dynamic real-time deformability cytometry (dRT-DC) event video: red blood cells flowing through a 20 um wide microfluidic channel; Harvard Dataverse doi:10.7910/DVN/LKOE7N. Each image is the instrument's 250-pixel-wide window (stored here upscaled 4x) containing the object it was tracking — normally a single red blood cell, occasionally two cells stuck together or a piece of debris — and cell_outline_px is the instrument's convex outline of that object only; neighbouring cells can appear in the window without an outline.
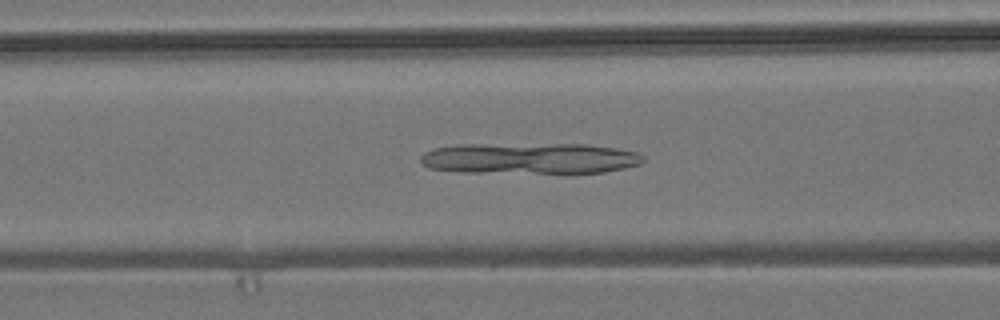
{"species": "common noctule bat (a hibernating species)", "species_latin": "Nyctalus noctula", "temperature_condition": "room temperature", "stored_images_in_passage": 56, "camera_frame_rate_fps": 3000, "um_per_image_px": 0.085, "animal": {"sex": "male", "body_mass_g": 19.2, "forearm_length_mm": 51.8}, "frame": {"image": 1, "passage_image": 22, "time_ms": 7.0, "image_size_px": [1000, 320], "cell_outline_px": [[644, 160], [640, 164], [624, 168], [604, 172], [464, 172], [428, 168], [420, 160], [420, 156], [424, 152], [432, 148], [460, 144], [588, 144], [616, 148], [636, 152], [644, 156]], "centroid_in_image_um": [45.01, 13.44], "position_along_channel_um": 121.6, "area_um2": 40.17}}
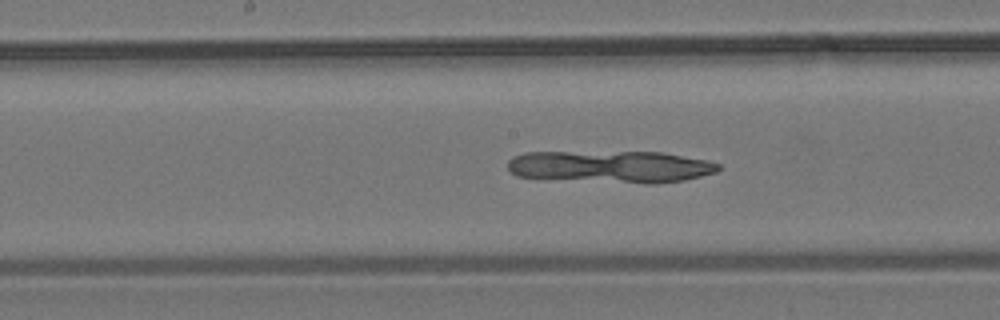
{"frame": {"image": 2, "passage_image": 28, "time_ms": 9.0, "image_size_px": [1000, 320], "cell_outline_px": [[720, 168], [716, 172], [684, 180], [656, 184], [644, 184], [516, 176], [508, 168], [508, 160], [512, 156], [524, 152], [664, 152], [708, 160], [720, 164]], "centroid_in_image_um": [51.96, 14.16], "position_along_channel_um": 196.2, "area_um2": 39.48}}
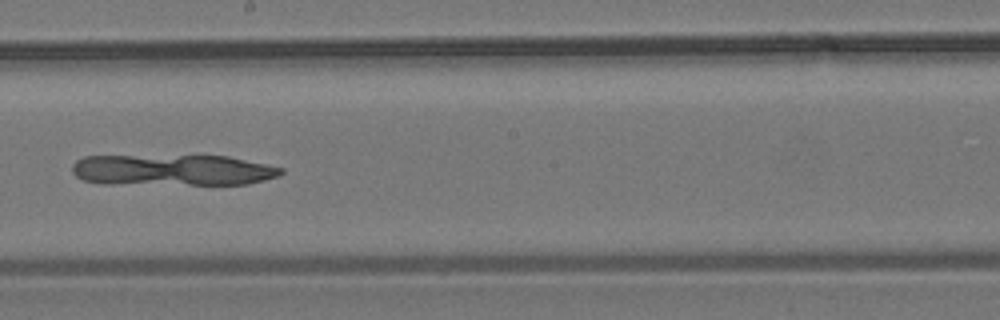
{"frame": {"image": 3, "passage_image": 31, "time_ms": 10.0, "image_size_px": [1000, 320], "cell_outline_px": [[284, 172], [280, 176], [248, 184], [104, 184], [84, 180], [76, 176], [72, 172], [72, 164], [76, 160], [84, 156], [228, 156], [284, 168]], "centroid_in_image_um": [14.67, 14.46], "position_along_channel_um": 233.5, "area_um2": 38.03}}